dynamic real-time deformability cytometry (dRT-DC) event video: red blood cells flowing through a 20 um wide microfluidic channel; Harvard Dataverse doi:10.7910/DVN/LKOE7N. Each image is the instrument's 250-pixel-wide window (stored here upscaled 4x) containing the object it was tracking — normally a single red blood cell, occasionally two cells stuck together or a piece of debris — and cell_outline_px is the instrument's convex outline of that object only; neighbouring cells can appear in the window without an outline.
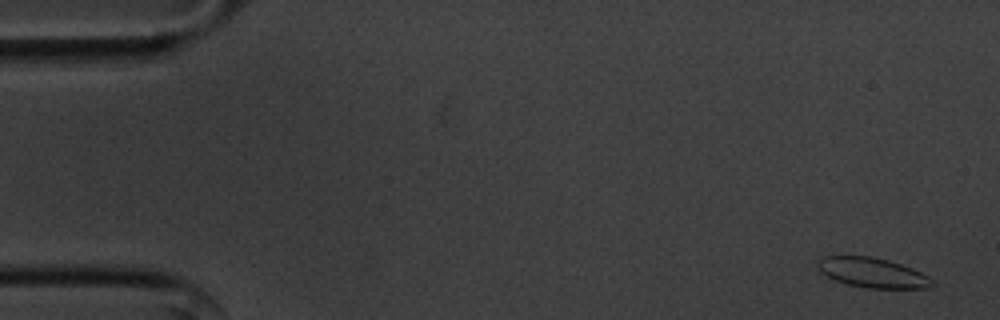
{"species": "common noctule bat (a hibernating species)", "species_latin": "Nyctalus noctula", "temperature_condition": "cold", "stored_images_in_passage": 56, "camera_frame_rate_fps": 3000, "um_per_image_px": 0.085, "animal": {"sex": "male", "body_mass_g": 20.1, "forearm_length_mm": 53.5}, "frame": {"image": 1, "passage_image": 3, "time_ms": 0.667, "image_size_px": [1000, 320], "cell_outline_px": [[936, 284], [924, 288], [868, 288], [848, 284], [836, 280], [820, 272], [816, 268], [816, 264], [820, 256], [872, 256], [888, 260], [912, 268], [928, 276]], "centroid_in_image_um": [74.12, 23.16], "position_along_channel_um": 10.9, "area_um2": 19.88}}
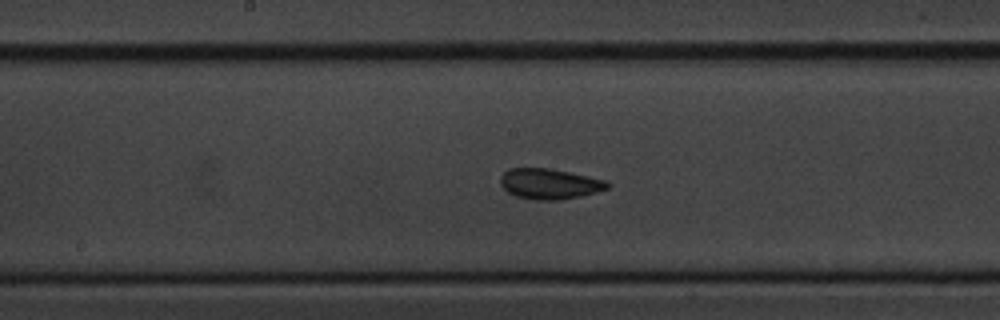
{"frame": {"image": 2, "passage_image": 29, "time_ms": 9.333, "image_size_px": [1000, 320], "cell_outline_px": [[612, 184], [608, 188], [596, 192], [580, 196], [560, 200], [532, 200], [516, 196], [508, 192], [500, 184], [500, 176], [508, 168], [548, 168], [588, 176], [604, 180]], "centroid_in_image_um": [46.69, 15.63], "position_along_channel_um": 201.5, "area_um2": 19.02}}
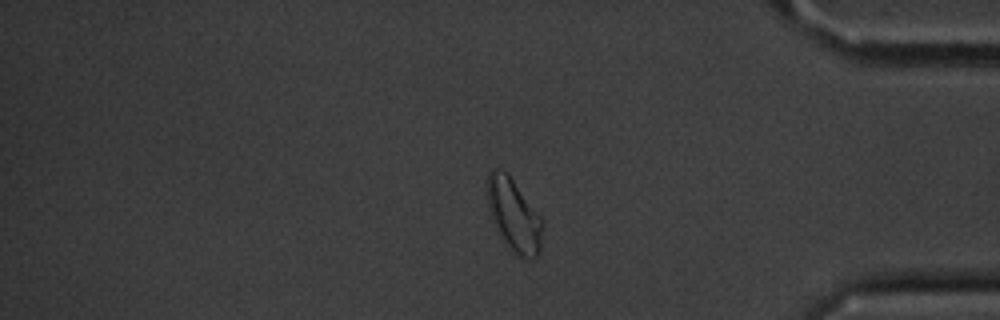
{"frame": {"image": 3, "passage_image": 47, "time_ms": 15.333, "image_size_px": [1000, 320], "cell_outline_px": [[544, 224], [540, 252], [536, 256], [516, 256], [504, 244], [496, 228], [488, 208], [484, 188], [488, 172], [492, 168], [496, 168], [508, 172], [540, 216]], "centroid_in_image_um": [43.63, 18.23], "position_along_channel_um": 391.6, "area_um2": 23.93}, "authors_computed_cell_mechanics": {"area_um2": 19.7098, "velocity_mm_per_s": 3.5777, "shape_relaxation_time_tau1_ms": 2.961, "shape_relaxation_time_tau2_ms": 5.3747, "deformation_change_tau1": 0.0606, "deformation_change_tau2": 0.0578}}